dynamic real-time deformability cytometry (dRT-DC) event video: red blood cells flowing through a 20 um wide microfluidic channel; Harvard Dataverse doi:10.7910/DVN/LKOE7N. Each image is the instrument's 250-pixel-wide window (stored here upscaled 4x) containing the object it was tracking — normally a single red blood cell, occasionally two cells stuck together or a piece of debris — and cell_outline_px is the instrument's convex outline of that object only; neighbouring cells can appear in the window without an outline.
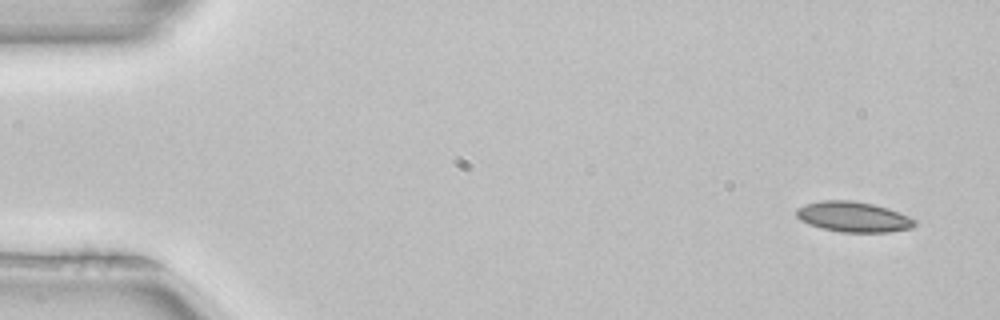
{"species": "common noctule bat (a hibernating species)", "species_latin": "Nyctalus noctula", "temperature_condition": "room temperature", "stored_images_in_passage": 4, "camera_frame_rate_fps": 3000, "um_per_image_px": 0.085, "animal": {"sex": "female", "body_mass_g": 22.7, "forearm_length_mm": 54.2}, "frame": {"image": 1, "passage_image": 1, "time_ms": 0.0, "image_size_px": [1000, 320], "cell_outline_px": [[916, 224], [912, 228], [888, 232], [840, 232], [808, 224], [800, 220], [796, 216], [796, 208], [804, 204], [820, 200], [852, 200], [872, 204], [888, 208], [900, 212], [916, 220]], "centroid_in_image_um": [72.52, 18.42], "position_along_channel_um": 12.5, "area_um2": 21.04}}
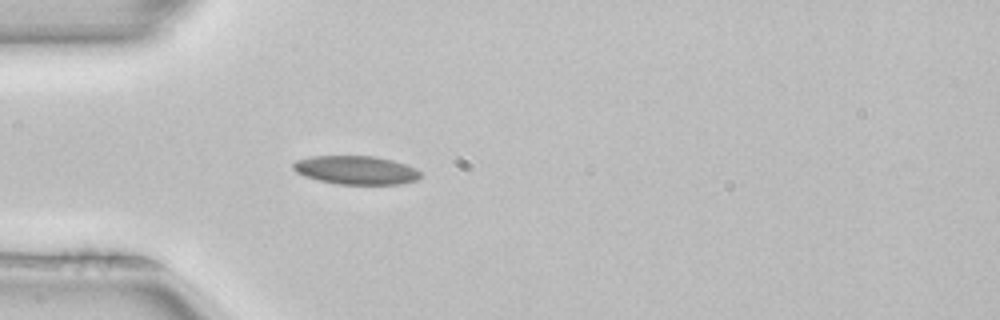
{"frame": {"image": 2, "passage_image": 4, "time_ms": 1.0, "image_size_px": [1000, 320], "cell_outline_px": [[420, 176], [416, 180], [400, 184], [336, 184], [304, 176], [296, 172], [292, 168], [292, 164], [296, 160], [312, 156], [372, 156], [392, 160], [416, 168], [420, 172]], "centroid_in_image_um": [30.23, 14.46], "position_along_channel_um": 54.8, "area_um2": 21.1}}